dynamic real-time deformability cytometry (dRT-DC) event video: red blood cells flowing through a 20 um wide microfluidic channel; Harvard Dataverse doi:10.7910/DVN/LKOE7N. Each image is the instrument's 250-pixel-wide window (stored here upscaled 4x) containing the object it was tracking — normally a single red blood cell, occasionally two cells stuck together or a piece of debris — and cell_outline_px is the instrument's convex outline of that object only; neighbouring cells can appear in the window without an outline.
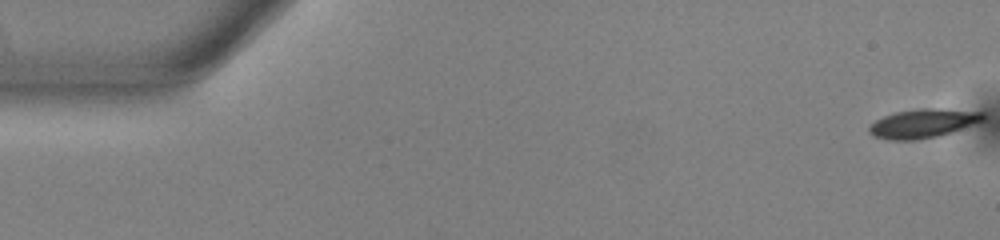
{"species": "common noctule bat (a hibernating species)", "species_latin": "Nyctalus noctula", "temperature_condition": "warm", "stored_images_in_passage": 53, "camera_frame_rate_fps": 3000, "um_per_image_px": 0.085, "animal": {"sex": "male", "body_mass_g": 13.0, "forearm_length_mm": 53.1}, "frame": {"image": 1, "passage_image": 1, "time_ms": 0.0, "image_size_px": [1000, 240], "cell_outline_px": [[984, 120], [940, 136], [916, 140], [888, 140], [872, 136], [868, 132], [868, 128], [876, 120], [884, 116], [896, 112], [920, 108], [936, 108], [984, 112]], "centroid_in_image_um": [78.43, 10.5], "position_along_channel_um": 6.6, "area_um2": 19.19}}
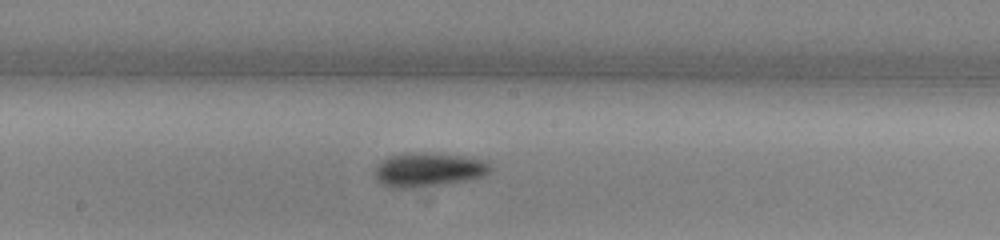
{"frame": {"image": 2, "passage_image": 28, "time_ms": 9.0, "image_size_px": [1000, 240], "cell_outline_px": [[492, 168], [484, 176], [468, 180], [444, 184], [412, 188], [392, 188], [376, 180], [376, 164], [380, 160], [388, 156], [404, 152], [436, 152], [488, 160], [492, 164]], "centroid_in_image_um": [36.43, 14.4], "position_along_channel_um": 211.8, "area_um2": 23.47}}
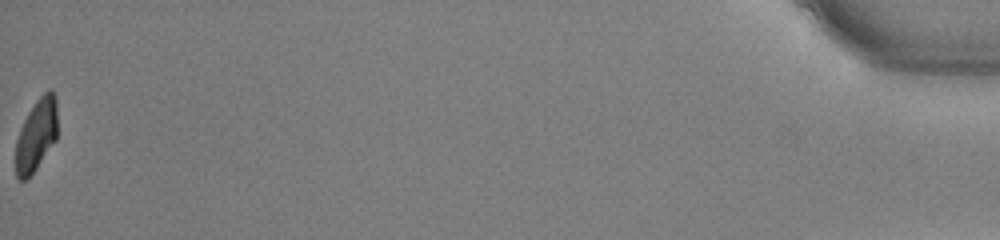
{"frame": {"image": 3, "passage_image": 53, "time_ms": 17.333, "image_size_px": [1000, 240], "cell_outline_px": [[56, 140], [36, 168], [24, 180], [20, 180], [16, 176], [16, 140], [20, 128], [28, 112], [36, 100], [48, 88], [52, 88], [56, 96]], "centroid_in_image_um": [3.09, 11.42], "position_along_channel_um": 432.1, "area_um2": 17.4}, "authors_computed_cell_mechanics": {"area_um2": 19.9988, "velocity_mm_per_s": 3.9268, "shape_relaxation_time_tau1_ms": 2.4101, "shape_relaxation_time_tau2_ms": 9.3883, "deformation_change_tau1": 0.1283, "deformation_change_tau2": 0.1545}}